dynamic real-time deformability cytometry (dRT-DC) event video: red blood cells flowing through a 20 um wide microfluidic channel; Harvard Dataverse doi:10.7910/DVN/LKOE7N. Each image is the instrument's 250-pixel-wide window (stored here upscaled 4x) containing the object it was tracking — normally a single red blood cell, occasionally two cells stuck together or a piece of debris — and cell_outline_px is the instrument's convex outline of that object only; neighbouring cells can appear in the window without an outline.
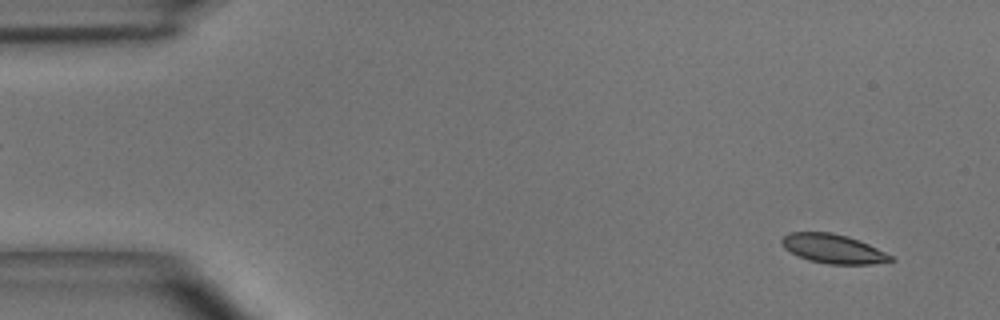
{"species": "common noctule bat (a hibernating species)", "species_latin": "Nyctalus noctula", "temperature_condition": "room temperature", "stored_images_in_passage": 49, "camera_frame_rate_fps": 3000, "um_per_image_px": 0.085, "animal": {"sex": "male", "body_mass_g": 15.6}, "frame": {"image": 1, "passage_image": 3, "time_ms": 0.667, "image_size_px": [1000, 320], "cell_outline_px": [[896, 260], [872, 264], [828, 264], [808, 260], [784, 248], [780, 240], [788, 232], [832, 232], [848, 236], [860, 240], [892, 256]], "centroid_in_image_um": [70.81, 21.13], "position_along_channel_um": 14.2, "area_um2": 18.44}}
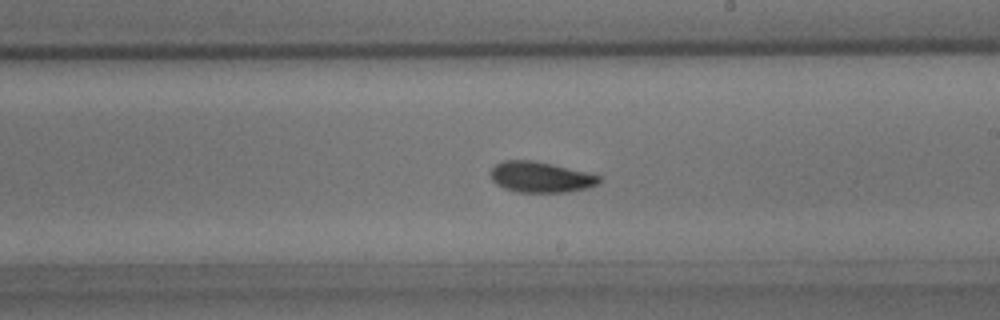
{"frame": {"image": 2, "passage_image": 28, "time_ms": 9.0, "image_size_px": [1000, 320], "cell_outline_px": [[600, 180], [596, 184], [588, 188], [568, 192], [516, 192], [504, 188], [496, 184], [492, 180], [492, 168], [496, 164], [504, 160], [536, 160], [588, 172], [600, 176]], "centroid_in_image_um": [45.96, 15.05], "position_along_channel_um": 243.0, "area_um2": 19.48}}
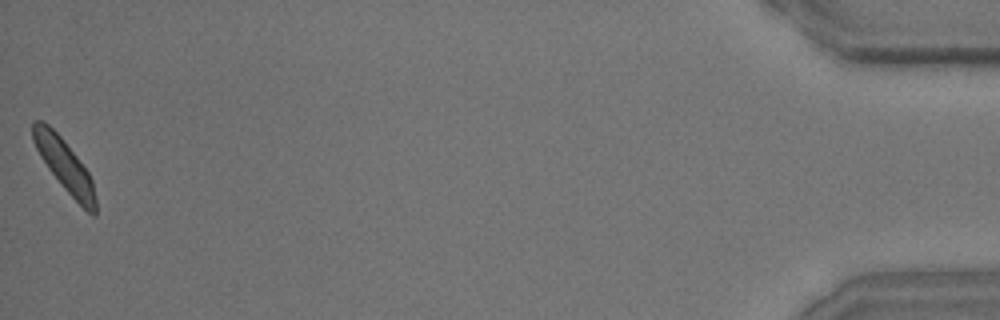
{"frame": {"image": 3, "passage_image": 49, "time_ms": 16.0, "image_size_px": [1000, 320], "cell_outline_px": [[96, 216], [92, 216], [64, 188], [48, 168], [40, 156], [32, 140], [32, 120], [44, 120], [60, 136], [76, 156], [88, 172], [92, 180], [96, 200]], "centroid_in_image_um": [5.47, 14.03], "position_along_channel_um": 429.7, "area_um2": 18.73}, "authors_computed_cell_mechanics": {"area_um2": 19.1318, "velocity_mm_per_s": 4.0253, "shape_relaxation_time_tau1_ms": 2.8814, "shape_relaxation_time_tau2_ms": 1.7636, "deformation_change_tau1": 0.108, "deformation_change_tau2": 0.0573}}